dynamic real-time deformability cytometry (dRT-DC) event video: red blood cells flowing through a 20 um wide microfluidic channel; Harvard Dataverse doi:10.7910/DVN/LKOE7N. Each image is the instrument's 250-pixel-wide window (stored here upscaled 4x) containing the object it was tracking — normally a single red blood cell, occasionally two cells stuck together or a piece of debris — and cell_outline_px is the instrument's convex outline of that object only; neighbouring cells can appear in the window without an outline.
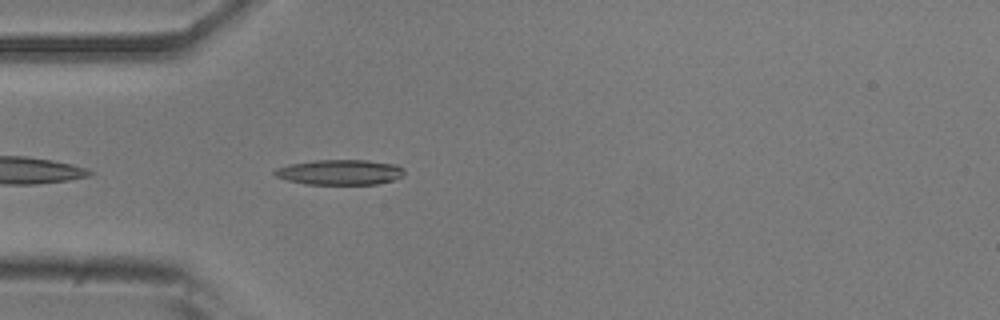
{"species": "common noctule bat (a hibernating species)", "species_latin": "Nyctalus noctula", "temperature_condition": "room temperature", "stored_images_in_passage": 42, "camera_frame_rate_fps": 3000, "um_per_image_px": 0.085, "animal": {"sex": "male", "body_mass_g": 20.5, "forearm_length_mm": 52.5}, "frame": {"image": 1, "passage_image": 4, "time_ms": 1.0, "image_size_px": [1000, 320], "cell_outline_px": [[404, 172], [400, 176], [392, 180], [376, 184], [304, 184], [288, 180], [276, 176], [272, 172], [276, 168], [288, 164], [312, 160], [368, 160], [396, 164], [404, 168]], "centroid_in_image_um": [28.86, 14.62], "position_along_channel_um": 56.1, "area_um2": 19.07}}
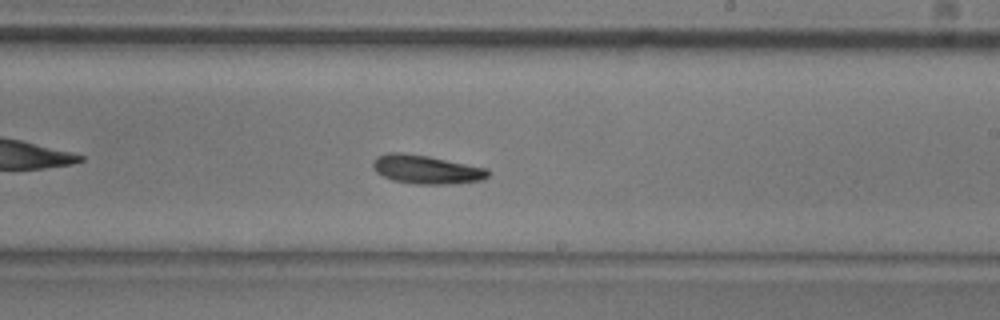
{"frame": {"image": 2, "passage_image": 20, "time_ms": 6.333, "image_size_px": [1000, 320], "cell_outline_px": [[488, 176], [484, 180], [448, 184], [416, 184], [392, 180], [376, 172], [372, 168], [372, 164], [376, 156], [388, 152], [400, 152], [428, 156], [488, 168]], "centroid_in_image_um": [36.22, 14.4], "position_along_channel_um": 252.8, "area_um2": 19.31}}
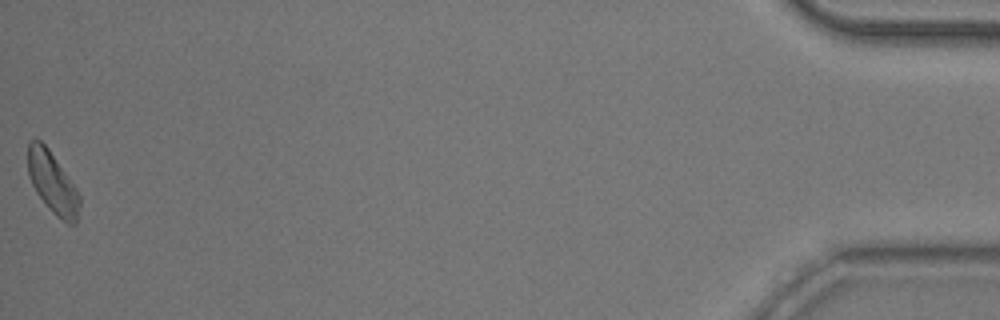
{"frame": {"image": 3, "passage_image": 42, "time_ms": 13.667, "image_size_px": [1000, 320], "cell_outline_px": [[80, 204], [76, 224], [68, 224], [56, 216], [48, 208], [36, 192], [28, 176], [28, 140], [40, 140], [48, 148], [76, 188], [80, 196]], "centroid_in_image_um": [4.46, 15.55], "position_along_channel_um": 430.7, "area_um2": 18.44}, "authors_computed_cell_mechanics": {"area_um2": 18.3226, "velocity_mm_per_s": 3.7596, "shape_relaxation_time_tau1_ms": 3.3866, "shape_relaxation_time_tau2_ms": 4.7726, "deformation_change_tau1": 0.0939, "deformation_change_tau2": 0.1345}}